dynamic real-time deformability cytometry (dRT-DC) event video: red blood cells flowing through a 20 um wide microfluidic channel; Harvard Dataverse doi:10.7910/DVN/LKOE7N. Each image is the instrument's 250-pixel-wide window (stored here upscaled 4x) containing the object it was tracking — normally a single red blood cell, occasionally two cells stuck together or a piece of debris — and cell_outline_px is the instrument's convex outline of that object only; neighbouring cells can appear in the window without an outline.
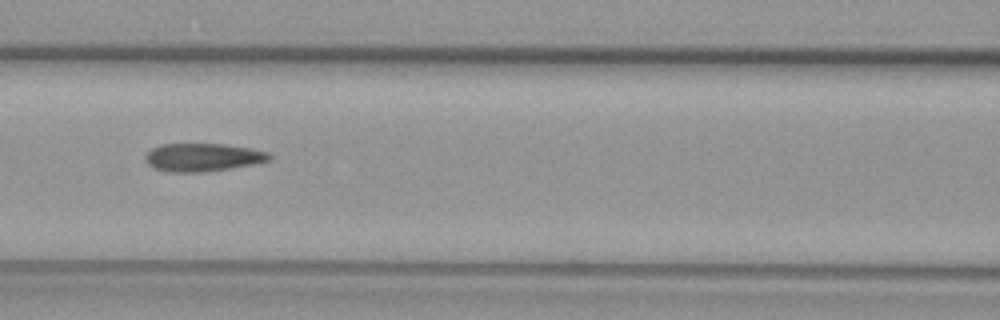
{"species": "common noctule bat (a hibernating species)", "species_latin": "Nyctalus noctula", "temperature_condition": "warm", "stored_images_in_passage": 48, "camera_frame_rate_fps": 3000, "um_per_image_px": 0.085, "animal": {"sex": "female", "body_mass_g": 29.2, "forearm_length_mm": 56.3}, "frame": {"image": 1, "passage_image": 21, "time_ms": 6.667, "image_size_px": [1000, 320], "cell_outline_px": [[272, 160], [256, 164], [200, 172], [168, 172], [156, 168], [148, 164], [144, 156], [152, 148], [160, 144], [224, 144], [248, 148], [268, 152], [272, 156]], "centroid_in_image_um": [17.25, 13.37], "position_along_channel_um": 149.4, "area_um2": 20.17}}